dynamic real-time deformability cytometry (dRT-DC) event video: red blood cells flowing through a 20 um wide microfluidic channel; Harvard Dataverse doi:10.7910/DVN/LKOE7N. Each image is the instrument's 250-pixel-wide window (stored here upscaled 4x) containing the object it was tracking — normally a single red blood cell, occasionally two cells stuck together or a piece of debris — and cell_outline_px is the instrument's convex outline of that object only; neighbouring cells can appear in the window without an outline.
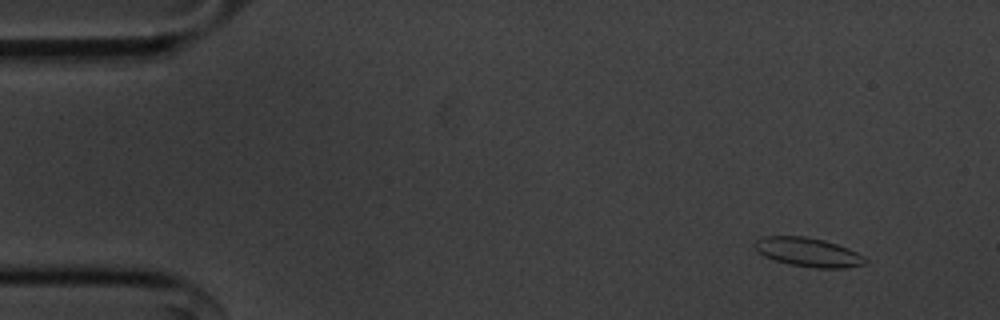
{"species": "common noctule bat (a hibernating species)", "species_latin": "Nyctalus noctula", "temperature_condition": "cold", "stored_images_in_passage": 51, "camera_frame_rate_fps": 3000, "um_per_image_px": 0.085, "animal": {"sex": "male", "body_mass_g": 20.1, "forearm_length_mm": 53.5}, "frame": {"image": 1, "passage_image": 1, "time_ms": 0.0, "image_size_px": [1000, 320], "cell_outline_px": [[868, 260], [864, 264], [844, 268], [816, 268], [788, 264], [764, 256], [756, 252], [752, 244], [760, 236], [804, 236], [824, 240], [848, 248], [864, 256]], "centroid_in_image_um": [68.64, 21.43], "position_along_channel_um": 16.4, "area_um2": 18.79}}
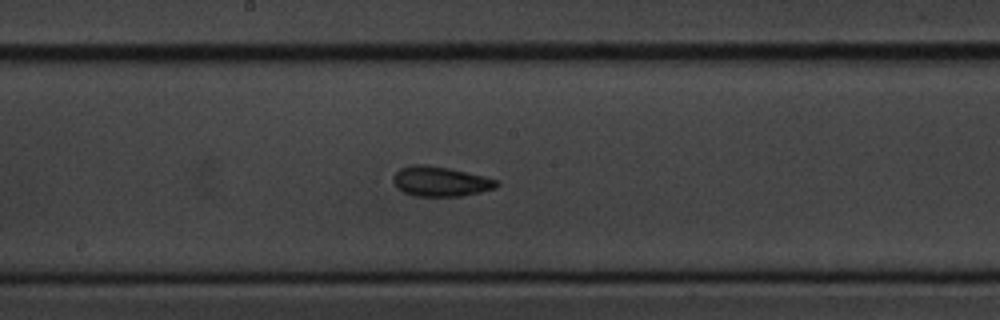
{"frame": {"image": 2, "passage_image": 25, "time_ms": 8.0, "image_size_px": [1000, 320], "cell_outline_px": [[500, 184], [496, 188], [480, 192], [460, 196], [412, 196], [396, 188], [392, 180], [392, 176], [400, 168], [408, 164], [428, 164], [448, 168], [484, 176], [496, 180]], "centroid_in_image_um": [37.38, 15.41], "position_along_channel_um": 210.8, "area_um2": 18.21}}
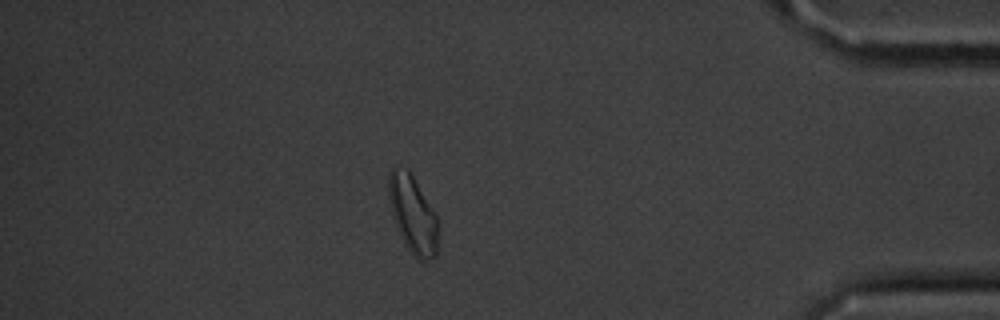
{"frame": {"image": 3, "passage_image": 44, "time_ms": 14.333, "image_size_px": [1000, 320], "cell_outline_px": [[436, 256], [428, 260], [420, 260], [404, 244], [400, 236], [392, 212], [388, 196], [388, 176], [392, 168], [408, 168], [436, 212]], "centroid_in_image_um": [35.07, 18.17], "position_along_channel_um": 400.1, "area_um2": 22.02}, "authors_computed_cell_mechanics": {"area_um2": 17.9758, "velocity_mm_per_s": 3.6109, "shape_relaxation_time_tau1_ms": 3.6256, "shape_relaxation_time_tau2_ms": 2.8884, "deformation_change_tau1": 0.098, "deformation_change_tau2": 0.0863}}